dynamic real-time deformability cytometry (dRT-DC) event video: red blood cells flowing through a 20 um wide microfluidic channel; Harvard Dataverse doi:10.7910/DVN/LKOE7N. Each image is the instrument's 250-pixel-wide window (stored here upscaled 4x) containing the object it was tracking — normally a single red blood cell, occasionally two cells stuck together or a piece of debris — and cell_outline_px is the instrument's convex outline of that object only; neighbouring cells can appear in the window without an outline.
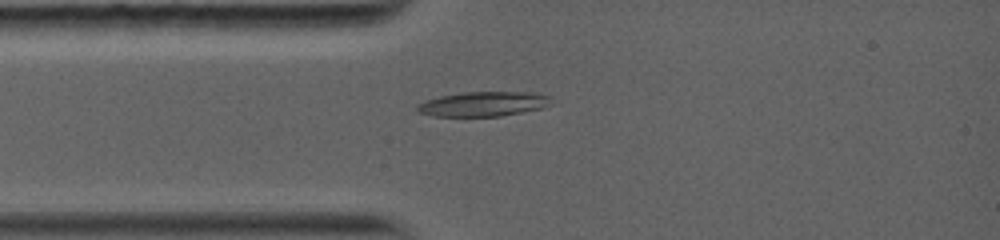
{"species": "common noctule bat (a hibernating species)", "species_latin": "Nyctalus noctula", "temperature_condition": "warm", "stored_images_in_passage": 69, "camera_frame_rate_fps": 5000, "um_per_image_px": 0.085, "animal": {"sex": "female", "body_mass_g": 19.0, "forearm_length_mm": 56.7}, "frame": {"image": 1, "passage_image": 7, "time_ms": 2.4, "image_size_px": [1000, 240], "cell_outline_px": [[552, 104], [544, 108], [500, 116], [432, 116], [420, 112], [416, 108], [420, 104], [428, 100], [440, 96], [460, 92], [532, 92], [552, 96]], "centroid_in_image_um": [41.18, 8.83], "position_along_channel_um": 43.8, "area_um2": 19.31}}
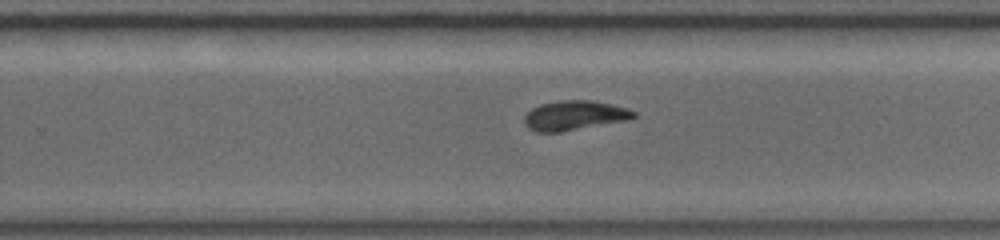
{"frame": {"image": 2, "passage_image": 34, "time_ms": 8.2, "image_size_px": [1000, 240], "cell_outline_px": [[636, 116], [624, 120], [560, 132], [536, 132], [528, 128], [524, 124], [524, 116], [532, 108], [540, 104], [564, 100], [592, 100], [628, 108], [636, 112]], "centroid_in_image_um": [48.78, 9.81], "position_along_channel_um": 281.0, "area_um2": 18.61}}
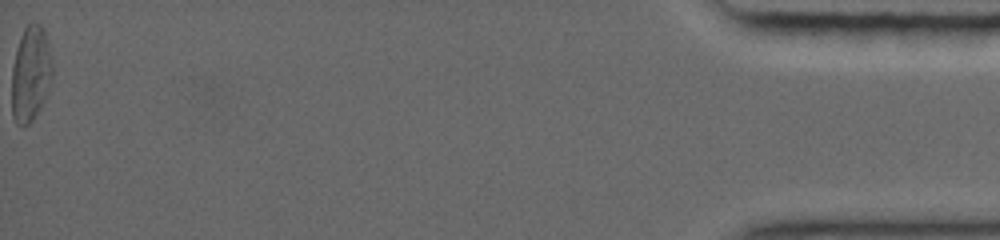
{"frame": {"image": 3, "passage_image": 69, "time_ms": 15.4, "image_size_px": [1000, 240], "cell_outline_px": [[52, 76], [44, 100], [32, 120], [28, 124], [20, 128], [16, 124], [12, 116], [12, 68], [20, 36], [24, 28], [28, 24], [40, 24], [44, 28], [52, 56]], "centroid_in_image_um": [2.6, 6.28], "position_along_channel_um": 432.6, "area_um2": 22.6}, "authors_computed_cell_mechanics": {"area_um2": 19.074, "velocity_mm_per_s": 4.1227, "shape_relaxation_time_tau1_ms": 4.1277, "shape_relaxation_time_tau2_ms": 6.8627, "deformation_change_tau1": 0.1529, "deformation_change_tau2": 0.1182}}